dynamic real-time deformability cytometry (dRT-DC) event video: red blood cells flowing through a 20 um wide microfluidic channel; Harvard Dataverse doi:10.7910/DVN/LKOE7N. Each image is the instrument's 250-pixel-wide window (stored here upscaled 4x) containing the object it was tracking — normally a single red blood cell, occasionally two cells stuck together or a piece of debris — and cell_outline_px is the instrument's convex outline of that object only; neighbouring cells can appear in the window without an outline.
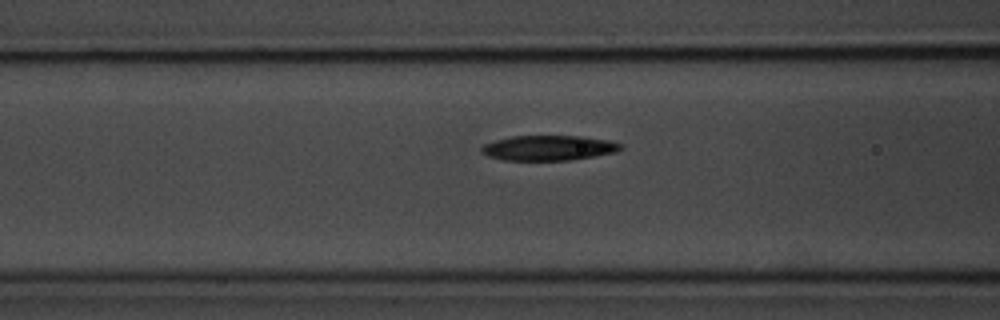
{"species": "common noctule bat (a hibernating species)", "species_latin": "Nyctalus noctula", "temperature_condition": "room temperature", "stored_images_in_passage": 37, "camera_frame_rate_fps": 3000, "um_per_image_px": 0.085, "animal": {"sex": "male", "body_mass_g": 20.1, "forearm_length_mm": 53.5}, "frame": {"image": 1, "passage_image": 6, "time_ms": 1.667, "image_size_px": [1000, 320], "cell_outline_px": [[624, 148], [616, 152], [596, 156], [568, 160], [500, 160], [488, 156], [480, 152], [480, 148], [484, 144], [496, 140], [512, 136], [584, 136], [608, 140], [620, 144]], "centroid_in_image_um": [46.62, 12.57], "position_along_channel_um": 120.0, "area_um2": 20.4}}
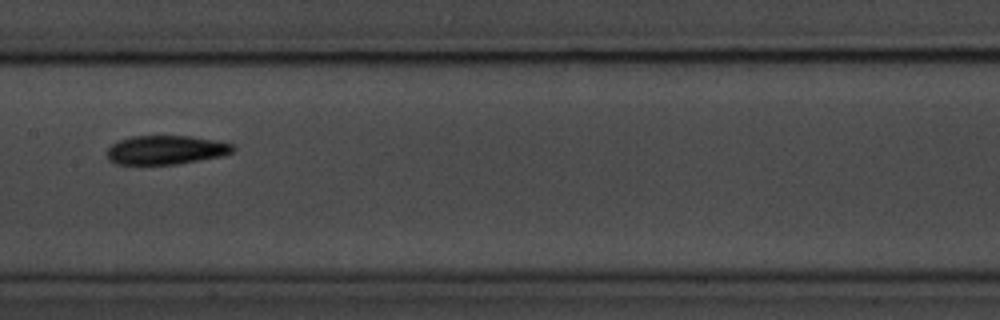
{"frame": {"image": 2, "passage_image": 12, "time_ms": 3.667, "image_size_px": [1000, 320], "cell_outline_px": [[236, 148], [232, 152], [224, 156], [176, 164], [116, 164], [108, 160], [108, 148], [112, 144], [120, 140], [132, 136], [192, 136], [232, 144]], "centroid_in_image_um": [14.11, 12.75], "position_along_channel_um": 193.3, "area_um2": 21.15}}
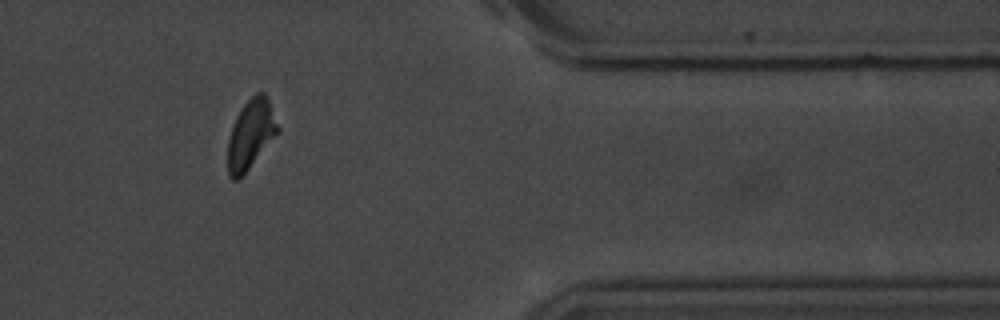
{"frame": {"image": 3, "passage_image": 30, "time_ms": 9.667, "image_size_px": [1000, 320], "cell_outline_px": [[280, 132], [248, 168], [236, 180], [232, 180], [228, 176], [228, 140], [236, 116], [244, 104], [256, 92], [264, 92], [268, 100], [280, 128]], "centroid_in_image_um": [21.32, 11.4], "position_along_channel_um": 390.1, "area_um2": 19.88}}